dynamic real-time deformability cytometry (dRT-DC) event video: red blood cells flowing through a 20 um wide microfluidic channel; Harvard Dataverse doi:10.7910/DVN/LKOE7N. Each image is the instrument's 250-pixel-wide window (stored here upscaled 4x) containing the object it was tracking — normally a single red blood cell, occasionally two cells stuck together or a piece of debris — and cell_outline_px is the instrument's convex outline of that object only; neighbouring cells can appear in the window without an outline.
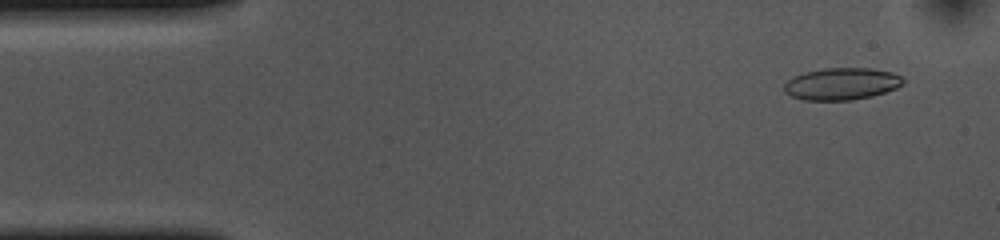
{"species": "common noctule bat (a hibernating species)", "species_latin": "Nyctalus noctula", "temperature_condition": "cold", "stored_images_in_passage": 53, "camera_frame_rate_fps": 3000, "um_per_image_px": 0.085, "animal": {"sex": "female", "body_mass_g": 10.0, "forearm_length_mm": 53.1}, "frame": {"image": 1, "passage_image": 3, "time_ms": 0.667, "image_size_px": [1000, 240], "cell_outline_px": [[904, 84], [896, 88], [872, 96], [852, 100], [804, 100], [792, 96], [784, 92], [784, 84], [788, 80], [804, 72], [824, 68], [868, 68], [892, 72], [900, 76], [904, 80]], "centroid_in_image_um": [71.54, 7.13], "position_along_channel_um": 13.5, "area_um2": 22.14}}
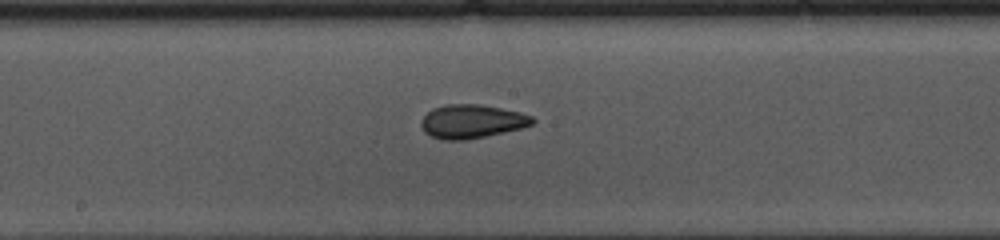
{"frame": {"image": 2, "passage_image": 26, "time_ms": 8.333, "image_size_px": [1000, 240], "cell_outline_px": [[536, 120], [532, 124], [520, 128], [484, 136], [464, 140], [444, 140], [432, 136], [424, 132], [420, 124], [420, 120], [432, 108], [444, 104], [480, 104], [520, 112], [532, 116]], "centroid_in_image_um": [40.07, 10.31], "position_along_channel_um": 208.1, "area_um2": 21.73}}
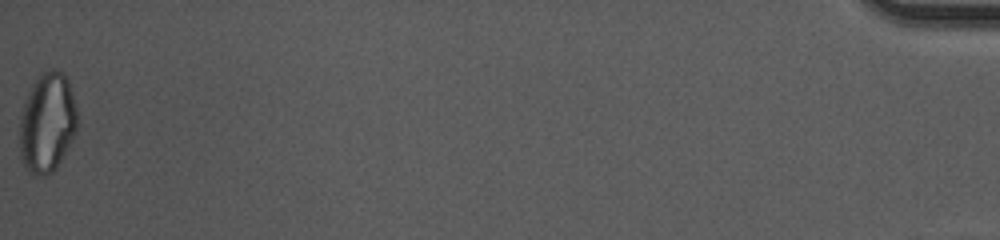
{"frame": {"image": 3, "passage_image": 53, "time_ms": 17.333, "image_size_px": [1000, 240], "cell_outline_px": [[76, 132], [72, 140], [56, 168], [48, 176], [36, 176], [28, 172], [20, 156], [20, 116], [24, 100], [32, 84], [40, 72], [48, 68], [56, 68], [64, 72], [68, 80], [76, 108]], "centroid_in_image_um": [4.0, 10.4], "position_along_channel_um": 431.2, "area_um2": 33.87}, "authors_computed_cell_mechanics": {"area_um2": 22.1952, "velocity_mm_per_s": 3.6597, "shape_relaxation_time_tau1_ms": null, "shape_relaxation_time_tau2_ms": 2.544, "deformation_change_tau1": null, "deformation_change_tau2": 0.0912}}